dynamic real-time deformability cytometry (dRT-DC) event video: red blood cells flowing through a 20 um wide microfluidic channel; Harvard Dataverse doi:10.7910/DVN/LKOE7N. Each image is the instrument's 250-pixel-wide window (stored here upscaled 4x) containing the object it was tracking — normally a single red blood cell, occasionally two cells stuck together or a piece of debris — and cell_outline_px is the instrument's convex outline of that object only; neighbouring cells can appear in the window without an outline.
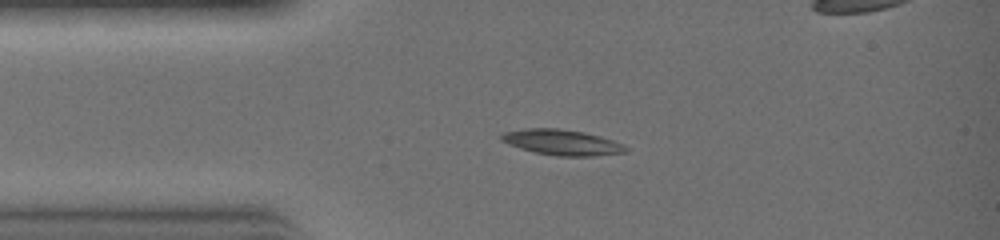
{"species": "common noctule bat (a hibernating species)", "species_latin": "Nyctalus noctula", "temperature_condition": "warm", "stored_images_in_passage": 20, "camera_frame_rate_fps": 3000, "um_per_image_px": 0.085, "animal": {"sex": "female", "body_mass_g": 19.0, "forearm_length_mm": 51.5}, "frame": {"image": 1, "passage_image": 6, "time_ms": 1.667, "image_size_px": [1000, 240], "cell_outline_px": [[628, 152], [592, 156], [556, 156], [532, 152], [508, 144], [500, 140], [500, 136], [504, 132], [524, 128], [560, 128], [584, 132], [600, 136], [624, 144], [628, 148]], "centroid_in_image_um": [47.76, 12.1], "position_along_channel_um": 37.2, "area_um2": 18.73}}
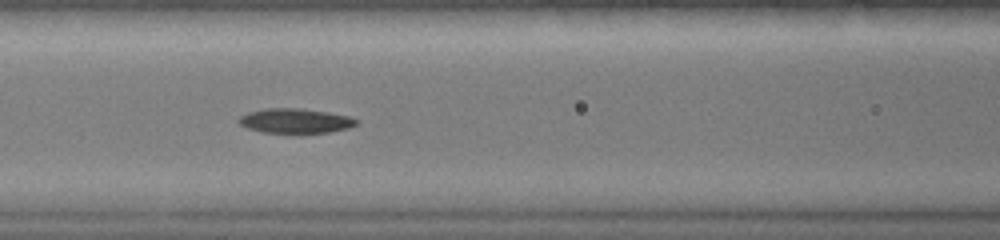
{"frame": {"image": 2, "passage_image": 12, "time_ms": 3.667, "image_size_px": [1000, 240], "cell_outline_px": [[360, 120], [356, 124], [348, 128], [328, 132], [260, 132], [248, 128], [240, 124], [236, 120], [240, 116], [248, 112], [264, 108], [300, 108], [328, 112], [348, 116]], "centroid_in_image_um": [25.07, 10.25], "position_along_channel_um": 141.5, "area_um2": 16.76}}
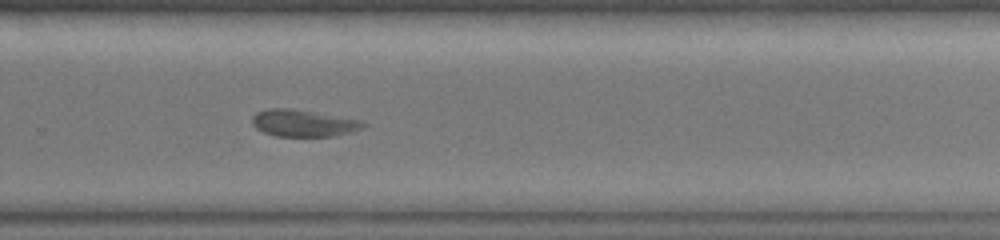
{"frame": {"image": 3, "passage_image": 20, "time_ms": 6.333, "image_size_px": [1000, 240], "cell_outline_px": [[364, 128], [332, 136], [276, 136], [264, 132], [256, 128], [252, 124], [252, 116], [256, 112], [268, 108], [292, 108], [360, 120], [364, 124]], "centroid_in_image_um": [25.72, 10.46], "position_along_channel_um": 304.1, "area_um2": 17.22}}